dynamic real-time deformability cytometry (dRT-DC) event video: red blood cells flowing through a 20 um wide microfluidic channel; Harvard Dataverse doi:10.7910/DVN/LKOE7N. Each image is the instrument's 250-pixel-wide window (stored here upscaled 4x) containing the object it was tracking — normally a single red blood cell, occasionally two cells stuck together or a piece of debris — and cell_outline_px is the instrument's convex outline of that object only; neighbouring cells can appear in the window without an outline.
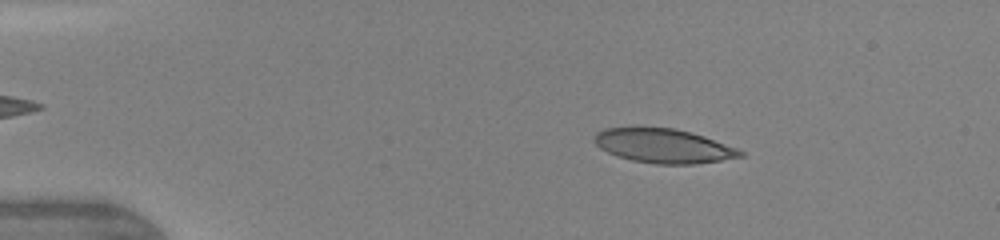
{"species": "human", "species_latin": "Homo sapiens", "temperature_condition": "warm", "stored_images_in_passage": 38, "camera_frame_rate_fps": 3000, "um_per_image_px": 0.085, "donor": {"sex": "female"}, "frame": {"image": 1, "passage_image": 1, "time_ms": 0.0, "image_size_px": [1000, 240], "cell_outline_px": [[744, 156], [696, 164], [656, 164], [632, 160], [616, 156], [600, 148], [592, 140], [596, 132], [604, 128], [636, 124], [676, 128], [704, 136], [736, 148], [744, 152]], "centroid_in_image_um": [56.3, 12.35], "position_along_channel_um": 28.7, "area_um2": 29.94}}
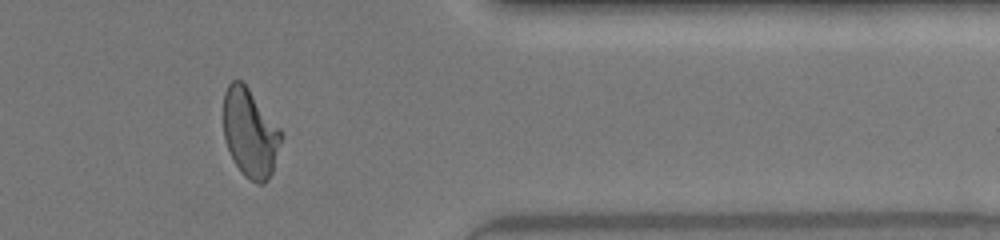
{"frame": {"image": 2, "passage_image": 31, "time_ms": 10.333, "image_size_px": [1000, 240], "cell_outline_px": [[280, 140], [272, 172], [268, 180], [264, 184], [256, 184], [248, 180], [244, 176], [236, 164], [228, 148], [224, 136], [224, 92], [228, 84], [232, 80], [240, 80], [248, 88], [280, 128]], "centroid_in_image_um": [21.24, 11.32], "position_along_channel_um": 390.2, "area_um2": 29.25}}
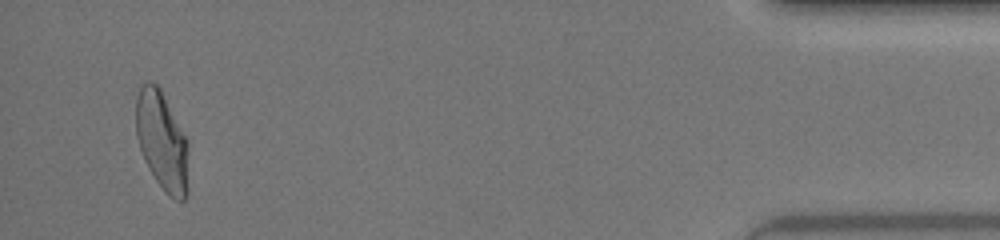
{"frame": {"image": 3, "passage_image": 36, "time_ms": 12.333, "image_size_px": [1000, 240], "cell_outline_px": [[188, 196], [184, 200], [176, 200], [168, 196], [156, 180], [148, 168], [144, 160], [136, 136], [136, 96], [140, 88], [148, 80], [156, 84], [160, 88], [188, 144]], "centroid_in_image_um": [13.77, 12.03], "position_along_channel_um": 421.4, "area_um2": 30.17}, "authors_computed_cell_mechanics": {"area_um2": 29.9693, "velocity_mm_per_s": 4.2976, "shape_relaxation_time_tau1_ms": 5.9601, "shape_relaxation_time_tau2_ms": null, "deformation_change_tau1": 0.2255, "deformation_change_tau2": null}}